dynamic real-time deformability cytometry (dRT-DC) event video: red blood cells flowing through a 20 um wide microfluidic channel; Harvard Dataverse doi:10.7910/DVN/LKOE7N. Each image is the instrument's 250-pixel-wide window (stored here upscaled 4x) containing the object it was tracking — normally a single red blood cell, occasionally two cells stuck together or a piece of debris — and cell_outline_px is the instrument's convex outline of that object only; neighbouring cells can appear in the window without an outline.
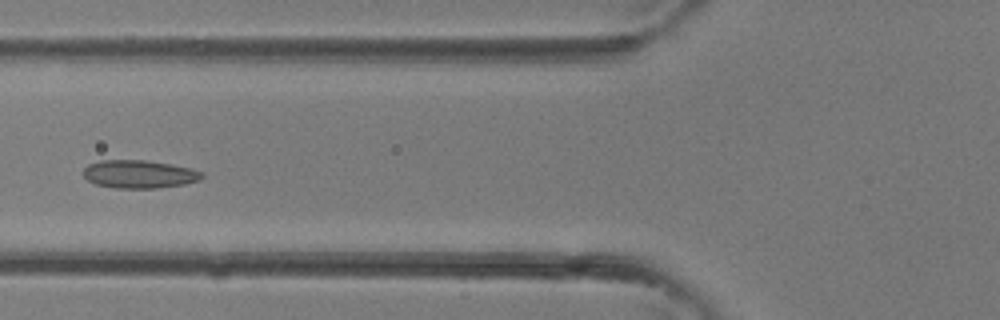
{"species": "common noctule bat (a hibernating species)", "species_latin": "Nyctalus noctula", "temperature_condition": "room temperature", "stored_images_in_passage": 4, "camera_frame_rate_fps": 3000, "um_per_image_px": 0.085, "animal": {"sex": "female"}, "frame": {"image": 1, "passage_image": 4, "time_ms": 1.0, "image_size_px": [1000, 320], "cell_outline_px": [[204, 176], [200, 180], [184, 184], [156, 188], [116, 188], [96, 184], [88, 180], [84, 176], [84, 168], [88, 164], [100, 160], [144, 160], [172, 164], [204, 172]], "centroid_in_image_um": [11.84, 14.8], "position_along_channel_um": 114.0, "area_um2": 19.36}}